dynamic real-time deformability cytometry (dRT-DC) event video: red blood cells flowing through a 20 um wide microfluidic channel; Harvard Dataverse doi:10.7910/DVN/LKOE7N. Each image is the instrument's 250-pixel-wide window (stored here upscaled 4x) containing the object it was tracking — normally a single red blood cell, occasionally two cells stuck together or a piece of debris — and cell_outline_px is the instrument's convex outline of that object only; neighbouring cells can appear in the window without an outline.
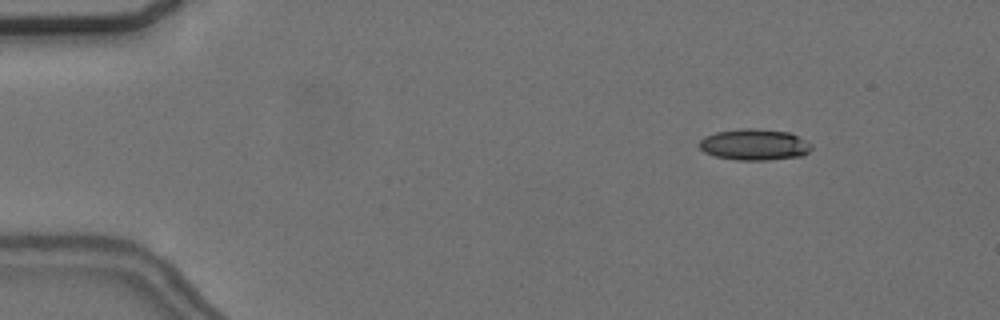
{"species": "common noctule bat (a hibernating species)", "species_latin": "Nyctalus noctula", "temperature_condition": "cold", "stored_images_in_passage": 56, "camera_frame_rate_fps": 3000, "um_per_image_px": 0.085, "animal": {"sex": "female", "body_mass_g": 24.6, "forearm_length_mm": 56.2}, "frame": {"image": 1, "passage_image": 7, "time_ms": 2.0, "image_size_px": [1000, 320], "cell_outline_px": [[812, 148], [804, 156], [768, 160], [736, 160], [716, 156], [704, 152], [700, 148], [700, 140], [704, 136], [716, 132], [740, 128], [752, 128], [788, 132], [812, 144]], "centroid_in_image_um": [64.12, 12.3], "position_along_channel_um": 20.9, "area_um2": 20.4}}
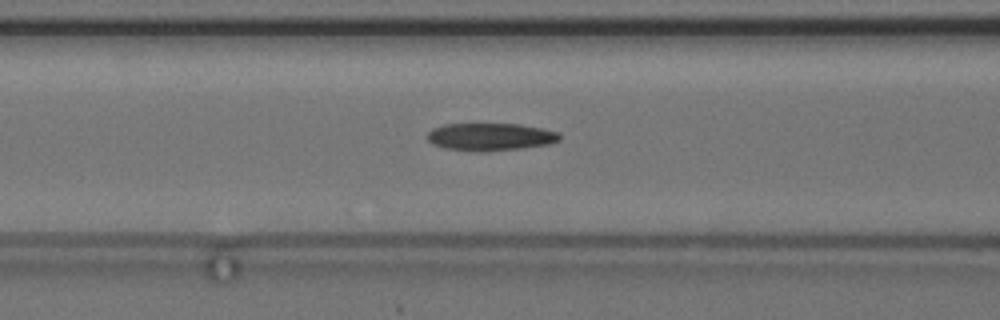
{"frame": {"image": 2, "passage_image": 23, "time_ms": 7.333, "image_size_px": [1000, 320], "cell_outline_px": [[560, 140], [548, 144], [520, 148], [444, 148], [432, 144], [428, 140], [428, 132], [432, 128], [444, 124], [520, 124], [544, 128], [560, 132]], "centroid_in_image_um": [41.73, 11.56], "position_along_channel_um": 124.9, "area_um2": 20.23}}
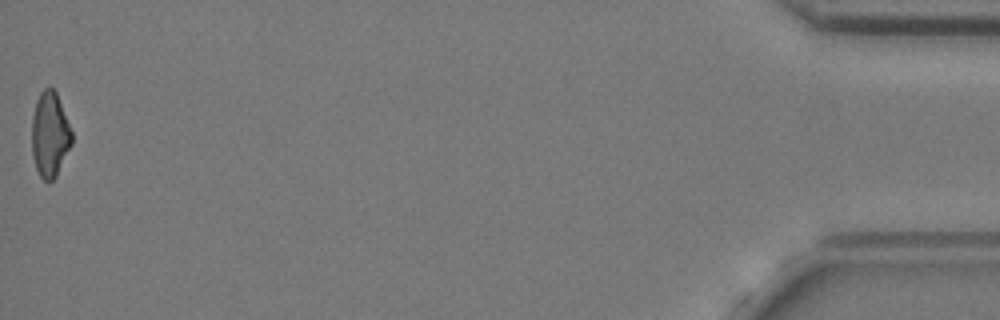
{"frame": {"image": 3, "passage_image": 56, "time_ms": 18.333, "image_size_px": [1000, 320], "cell_outline_px": [[72, 144], [56, 176], [52, 180], [44, 180], [40, 176], [36, 168], [32, 156], [32, 116], [36, 100], [40, 92], [48, 84], [56, 92], [72, 132]], "centroid_in_image_um": [4.23, 11.41], "position_along_channel_um": 431.0, "area_um2": 19.83}, "authors_computed_cell_mechanics": {"area_um2": 20.7791, "velocity_mm_per_s": 3.6637, "shape_relaxation_time_tau1_ms": 3.6072, "shape_relaxation_time_tau2_ms": 6.3131, "deformation_change_tau1": 0.1517, "deformation_change_tau2": 0.1585}}